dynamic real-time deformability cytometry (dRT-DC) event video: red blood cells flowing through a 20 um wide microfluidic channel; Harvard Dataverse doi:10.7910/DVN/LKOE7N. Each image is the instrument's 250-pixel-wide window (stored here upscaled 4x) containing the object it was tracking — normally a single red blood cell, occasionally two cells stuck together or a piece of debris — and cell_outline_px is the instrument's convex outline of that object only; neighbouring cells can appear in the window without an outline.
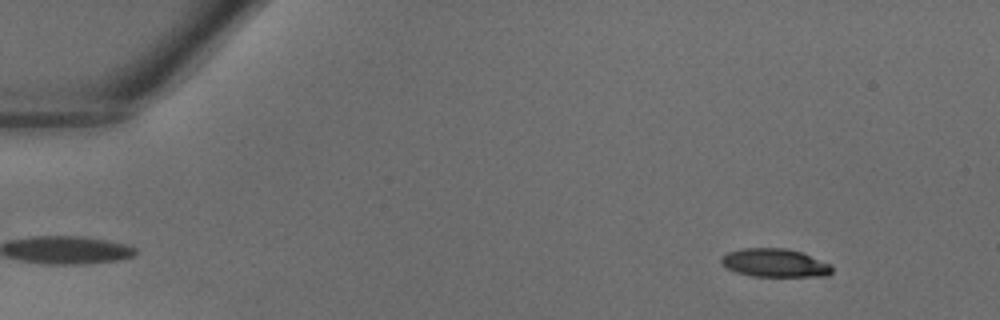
{"species": "common noctule bat (a hibernating species)", "species_latin": "Nyctalus noctula", "temperature_condition": "warm", "stored_images_in_passage": 37, "camera_frame_rate_fps": 3000, "um_per_image_px": 0.085, "animal": {"sex": "male", "body_mass_g": 18.8}, "frame": {"image": 1, "passage_image": 1, "time_ms": 0.0, "image_size_px": [1000, 320], "cell_outline_px": [[832, 272], [828, 276], [752, 276], [736, 272], [720, 264], [720, 260], [728, 252], [740, 248], [784, 248], [800, 252], [832, 264]], "centroid_in_image_um": [65.86, 22.35], "position_along_channel_um": 19.1, "area_um2": 18.26}}
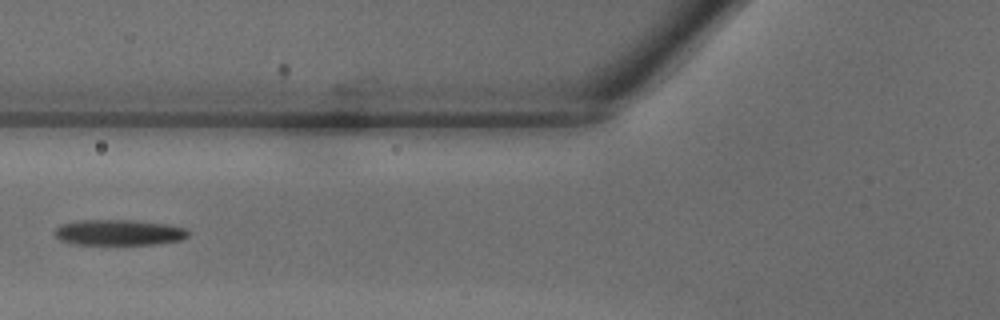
{"frame": {"image": 2, "passage_image": 13, "time_ms": 4.0, "image_size_px": [1000, 320], "cell_outline_px": [[188, 236], [180, 240], [156, 244], [76, 244], [56, 240], [52, 232], [60, 224], [80, 220], [132, 220], [168, 224], [184, 228], [188, 232]], "centroid_in_image_um": [10.03, 19.76], "position_along_channel_um": 115.8, "area_um2": 20.11}}
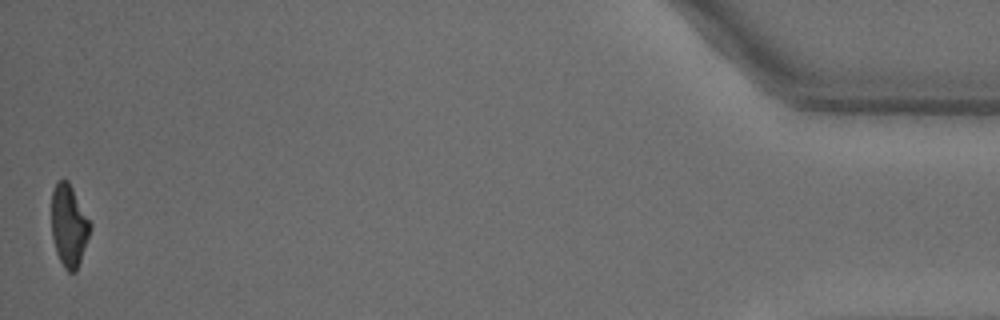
{"frame": {"image": 3, "passage_image": 37, "time_ms": 12.0, "image_size_px": [1000, 320], "cell_outline_px": [[92, 228], [76, 272], [68, 272], [64, 268], [56, 252], [52, 236], [52, 192], [56, 184], [60, 180], [68, 180], [92, 224]], "centroid_in_image_um": [5.87, 19.2], "position_along_channel_um": 429.3, "area_um2": 18.38}}